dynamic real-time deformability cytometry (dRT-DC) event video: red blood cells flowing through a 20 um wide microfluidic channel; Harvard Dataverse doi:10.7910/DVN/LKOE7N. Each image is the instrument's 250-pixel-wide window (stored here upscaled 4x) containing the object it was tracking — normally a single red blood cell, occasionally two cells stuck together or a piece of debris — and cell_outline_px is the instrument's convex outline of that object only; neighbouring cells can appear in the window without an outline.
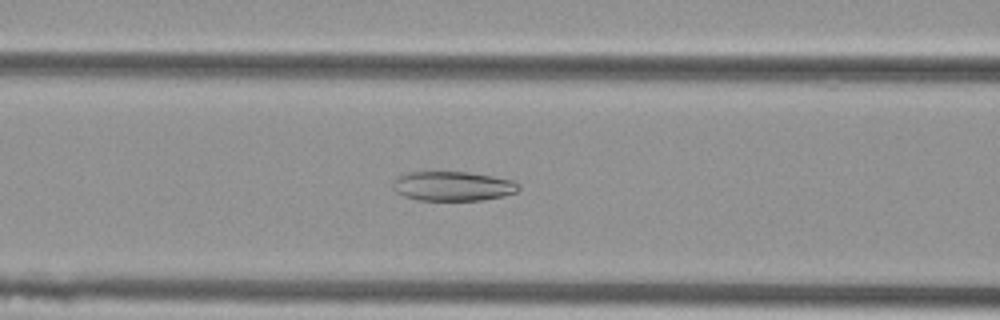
{"species": "Egyptian fruit bat (a non-hibernating species)", "species_latin": "Rousettus aegyptiacus", "temperature_condition": "cold", "stored_images_in_passage": 53, "camera_frame_rate_fps": 3000, "um_per_image_px": 0.085, "animal": {"sex": "female"}, "frame": {"image": 1, "passage_image": 22, "time_ms": 7.0, "image_size_px": [1000, 320], "cell_outline_px": [[520, 188], [516, 192], [484, 200], [416, 200], [404, 196], [396, 192], [392, 188], [392, 180], [396, 176], [408, 172], [468, 172], [492, 176], [512, 180], [520, 184]], "centroid_in_image_um": [38.44, 15.82], "position_along_channel_um": 128.2, "area_um2": 21.73}}
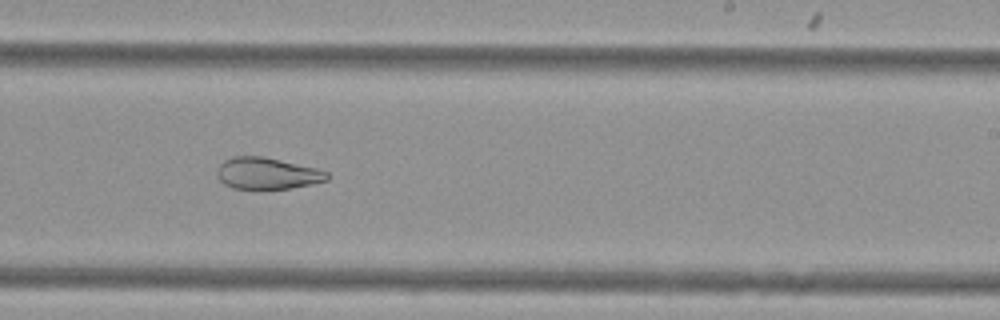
{"frame": {"image": 2, "passage_image": 33, "time_ms": 10.667, "image_size_px": [1000, 320], "cell_outline_px": [[328, 180], [312, 184], [288, 188], [232, 188], [224, 184], [220, 180], [216, 172], [220, 164], [224, 160], [232, 156], [264, 156], [316, 168], [328, 172]], "centroid_in_image_um": [22.69, 14.72], "position_along_channel_um": 266.3, "area_um2": 20.11}}
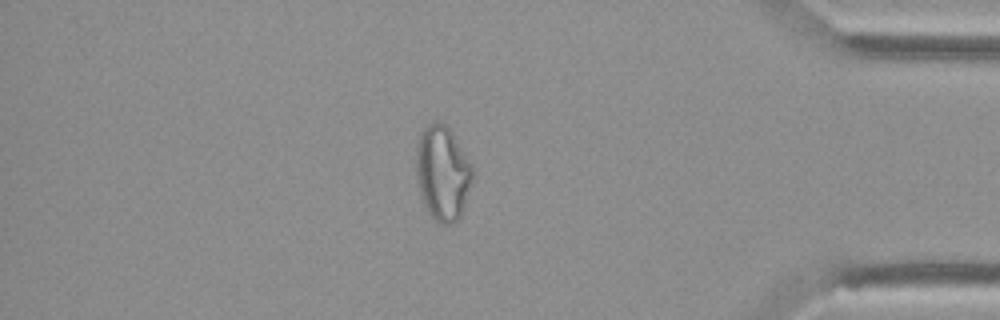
{"frame": {"image": 3, "passage_image": 46, "time_ms": 15.0, "image_size_px": [1000, 320], "cell_outline_px": [[472, 180], [460, 216], [452, 224], [440, 224], [428, 212], [420, 196], [416, 172], [416, 144], [420, 132], [432, 120], [440, 120], [452, 132], [472, 164]], "centroid_in_image_um": [37.59, 14.66], "position_along_channel_um": 397.6, "area_um2": 31.15}, "authors_computed_cell_mechanics": {"area_um2": 29.478, "velocity_mm_per_s": 3.7944, "shape_relaxation_time_tau1_ms": null, "shape_relaxation_time_tau2_ms": 4.0274, "deformation_change_tau1": null, "deformation_change_tau2": 0.1011}}